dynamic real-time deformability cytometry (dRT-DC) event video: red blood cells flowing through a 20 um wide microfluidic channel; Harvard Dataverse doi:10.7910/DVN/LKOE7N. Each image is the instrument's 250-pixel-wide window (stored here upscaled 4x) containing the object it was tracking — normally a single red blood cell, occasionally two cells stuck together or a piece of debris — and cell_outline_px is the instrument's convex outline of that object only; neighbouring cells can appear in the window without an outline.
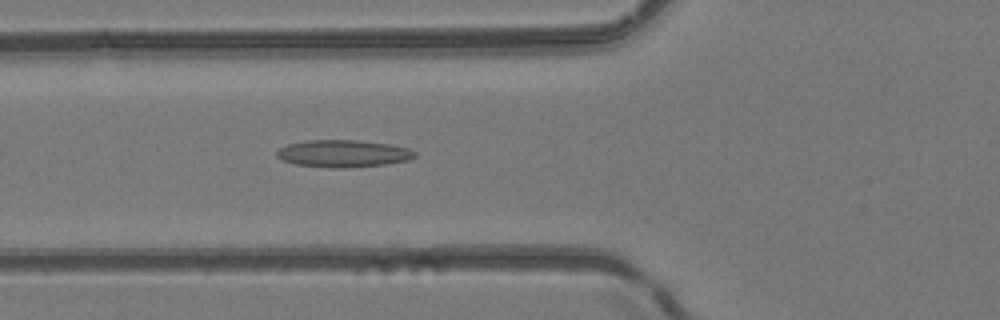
{"species": "common noctule bat (a hibernating species)", "species_latin": "Nyctalus noctula", "temperature_condition": "room temperature", "stored_images_in_passage": 51, "camera_frame_rate_fps": 3000, "um_per_image_px": 0.085, "animal": {"sex": "female", "body_mass_g": 24.6, "forearm_length_mm": 56.2}, "frame": {"image": 1, "passage_image": 20, "time_ms": 6.333, "image_size_px": [1000, 320], "cell_outline_px": [[416, 156], [408, 160], [384, 164], [344, 168], [328, 168], [296, 164], [284, 160], [276, 156], [276, 152], [280, 148], [288, 144], [308, 140], [360, 140], [392, 144], [408, 148], [416, 152]], "centroid_in_image_um": [29.19, 13.04], "position_along_channel_um": 96.6, "area_um2": 21.91}}
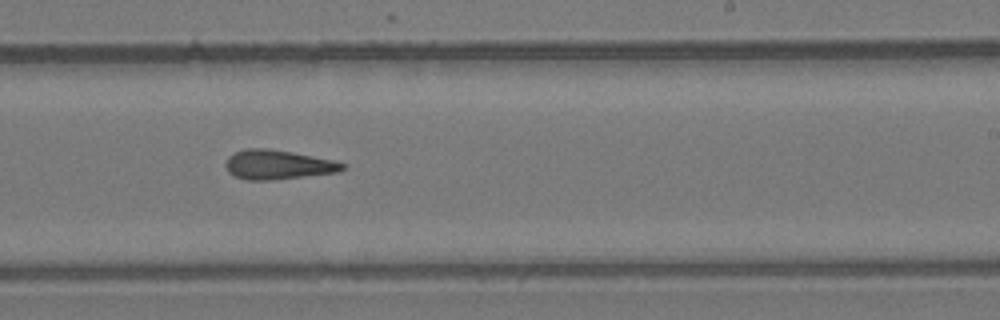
{"frame": {"image": 2, "passage_image": 32, "time_ms": 10.333, "image_size_px": [1000, 320], "cell_outline_px": [[348, 164], [340, 172], [272, 180], [248, 180], [232, 176], [228, 172], [224, 164], [228, 156], [244, 148], [268, 148], [292, 152], [336, 160]], "centroid_in_image_um": [23.63, 14.0], "position_along_channel_um": 265.4, "area_um2": 20.35}}
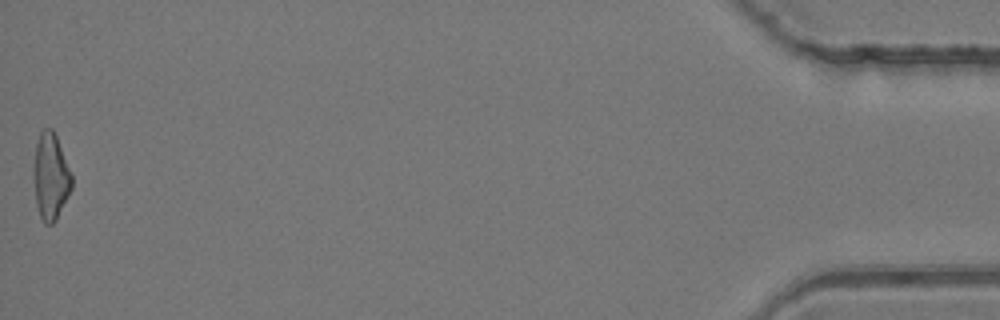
{"frame": {"image": 3, "passage_image": 51, "time_ms": 16.667, "image_size_px": [1000, 320], "cell_outline_px": [[72, 188], [56, 220], [52, 224], [44, 224], [40, 216], [36, 204], [36, 144], [40, 132], [44, 128], [52, 128], [56, 136], [72, 176]], "centroid_in_image_um": [4.34, 15.03], "position_along_channel_um": 430.9, "area_um2": 18.38}, "authors_computed_cell_mechanics": {"area_um2": 20.1722, "velocity_mm_per_s": 4.2056, "shape_relaxation_time_tau1_ms": null, "shape_relaxation_time_tau2_ms": 5.8614, "deformation_change_tau1": null, "deformation_change_tau2": 0.2181}}